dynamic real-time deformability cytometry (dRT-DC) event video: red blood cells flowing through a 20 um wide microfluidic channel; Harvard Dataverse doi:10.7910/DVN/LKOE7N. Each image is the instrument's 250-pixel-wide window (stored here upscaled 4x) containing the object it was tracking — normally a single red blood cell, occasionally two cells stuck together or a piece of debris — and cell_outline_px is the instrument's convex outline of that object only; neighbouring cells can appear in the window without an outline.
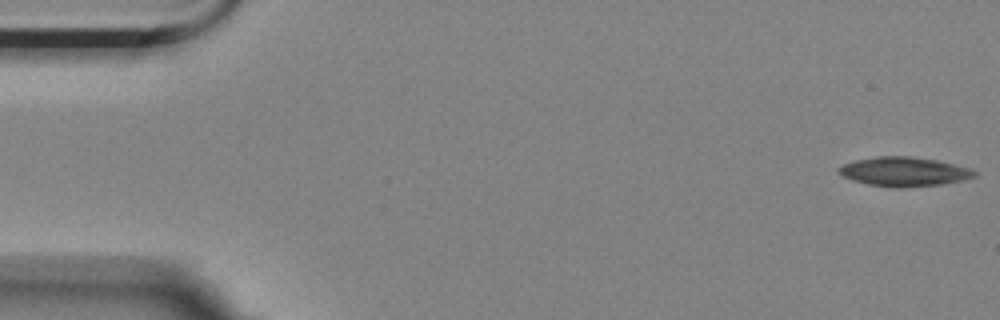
{"species": "Egyptian fruit bat (a non-hibernating species)", "species_latin": "Rousettus aegyptiacus", "temperature_condition": "room temperature", "stored_images_in_passage": 6, "segment_of_instrument_passage": [2, 2], "camera_frame_rate_fps": 3000, "um_per_image_px": 0.085, "animal": {"sex": "female"}, "frame": {"image": 1, "passage_image": 6, "time_ms": 1.667, "image_size_px": [1000, 320], "cell_outline_px": [[976, 176], [964, 180], [940, 184], [896, 188], [868, 184], [844, 176], [836, 172], [836, 168], [844, 164], [856, 160], [876, 156], [912, 156], [936, 160], [968, 168], [976, 172]], "centroid_in_image_um": [76.82, 14.58], "position_along_channel_um": 8.2, "area_um2": 22.83}}